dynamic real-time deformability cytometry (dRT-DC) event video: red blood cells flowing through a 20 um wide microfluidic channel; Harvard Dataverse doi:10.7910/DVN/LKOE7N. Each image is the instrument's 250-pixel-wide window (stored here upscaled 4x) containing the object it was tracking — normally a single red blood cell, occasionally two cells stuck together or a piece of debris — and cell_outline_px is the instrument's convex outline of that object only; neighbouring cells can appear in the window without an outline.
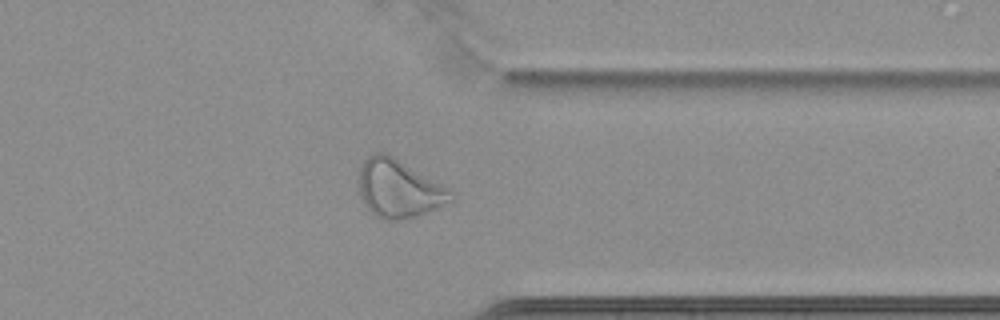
{"species": "common noctule bat (a hibernating species)", "species_latin": "Nyctalus noctula", "temperature_condition": "cold", "stored_images_in_passage": 59, "segment_of_instrument_passage": [1, 2], "camera_frame_rate_fps": 3000, "um_per_image_px": 0.085, "animal": {"sex": "female", "body_mass_g": 22.7, "forearm_length_mm": 54.2}, "frame": {"image": 1, "passage_image": 51, "time_ms": 16.667, "image_size_px": [1000, 320], "cell_outline_px": [[456, 196], [452, 200], [420, 216], [400, 220], [384, 220], [376, 216], [368, 208], [360, 192], [356, 180], [360, 168], [364, 160], [368, 156], [376, 152], [384, 152], [392, 156], [440, 184], [452, 192]], "centroid_in_image_um": [33.86, 16.05], "position_along_channel_um": 377.5, "area_um2": 30.75}}